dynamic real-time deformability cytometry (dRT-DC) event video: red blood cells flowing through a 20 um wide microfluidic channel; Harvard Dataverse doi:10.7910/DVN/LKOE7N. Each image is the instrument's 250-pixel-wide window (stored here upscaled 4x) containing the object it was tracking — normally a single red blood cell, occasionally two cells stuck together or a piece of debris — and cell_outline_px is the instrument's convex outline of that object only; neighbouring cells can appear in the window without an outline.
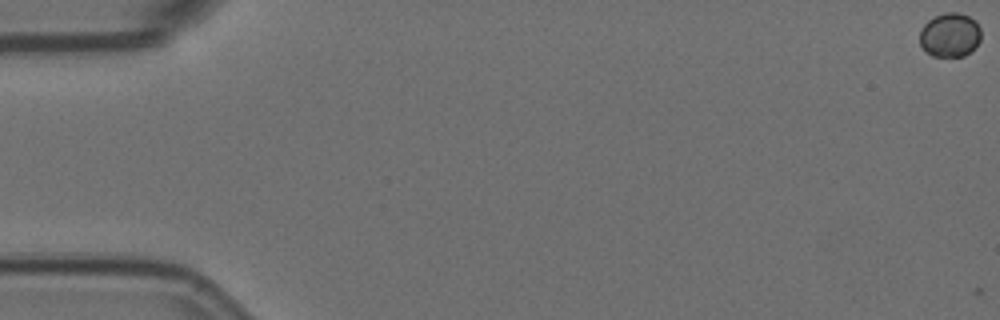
{"species": "Egyptian fruit bat (a non-hibernating species)", "species_latin": "Rousettus aegyptiacus", "temperature_condition": "room temperature", "stored_images_in_passage": 5, "camera_frame_rate_fps": 3000, "um_per_image_px": 0.085, "animal": {"sex": "female"}, "frame": {"image": 1, "passage_image": 1, "time_ms": 0.0, "image_size_px": [1000, 320], "cell_outline_px": [[980, 40], [964, 56], [932, 56], [920, 44], [920, 28], [928, 20], [944, 12], [956, 12], [968, 16], [976, 20], [980, 28]], "centroid_in_image_um": [80.73, 2.95], "position_along_channel_um": 4.3, "area_um2": 15.61}}
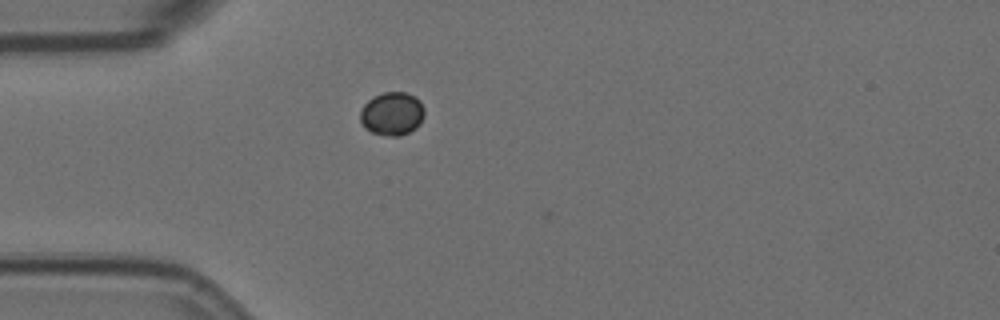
{"frame": {"image": 2, "passage_image": 5, "time_ms": 1.333, "image_size_px": [1000, 320], "cell_outline_px": [[424, 116], [420, 124], [416, 128], [400, 136], [388, 136], [372, 132], [364, 128], [360, 120], [360, 112], [364, 104], [372, 96], [384, 92], [404, 92], [420, 100], [424, 108]], "centroid_in_image_um": [33.32, 9.67], "position_along_channel_um": 51.7, "area_um2": 16.3}}